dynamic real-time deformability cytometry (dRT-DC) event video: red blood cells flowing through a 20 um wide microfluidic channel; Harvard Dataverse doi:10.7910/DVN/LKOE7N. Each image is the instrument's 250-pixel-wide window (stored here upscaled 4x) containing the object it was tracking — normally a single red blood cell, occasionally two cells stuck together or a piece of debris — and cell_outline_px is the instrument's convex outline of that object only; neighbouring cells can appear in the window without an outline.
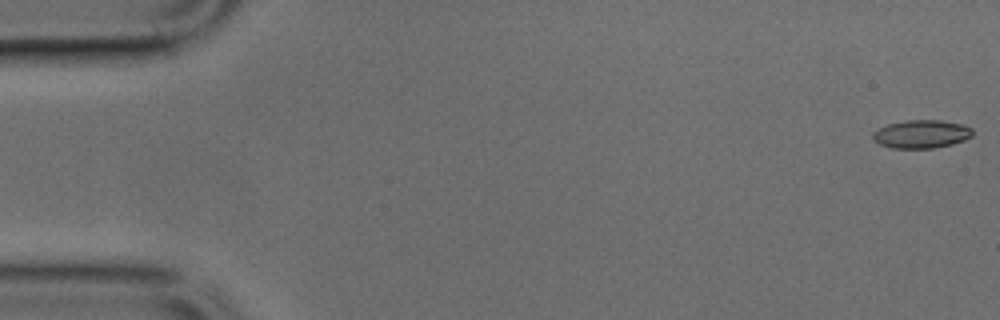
{"species": "common noctule bat (a hibernating species)", "species_latin": "Nyctalus noctula", "temperature_condition": "cold", "stored_images_in_passage": 49, "camera_frame_rate_fps": 3000, "um_per_image_px": 0.085, "animal": {"sex": "male", "body_mass_g": 17.9, "forearm_length_mm": 54.2}, "frame": {"image": 1, "passage_image": 1, "time_ms": 0.0, "image_size_px": [1000, 320], "cell_outline_px": [[972, 136], [964, 140], [952, 144], [936, 148], [892, 148], [880, 144], [872, 140], [872, 132], [888, 124], [908, 120], [940, 120], [964, 124], [972, 128]], "centroid_in_image_um": [78.32, 11.4], "position_along_channel_um": 6.7, "area_um2": 16.47}}
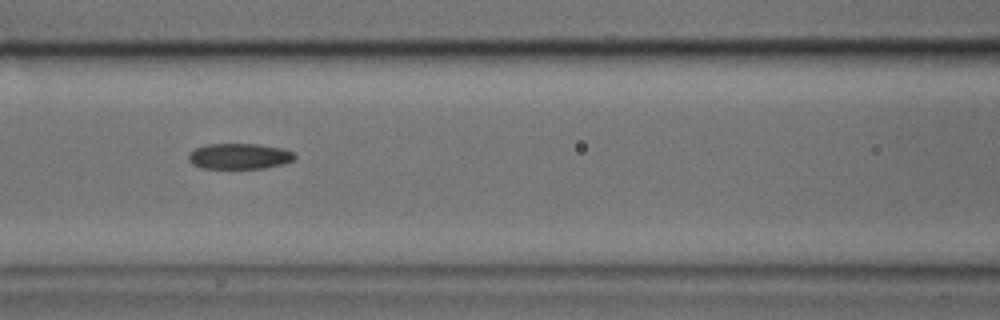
{"frame": {"image": 2, "passage_image": 21, "time_ms": 6.667, "image_size_px": [1000, 320], "cell_outline_px": [[296, 156], [292, 160], [284, 164], [264, 168], [200, 168], [192, 164], [188, 160], [188, 152], [196, 148], [208, 144], [260, 144], [284, 148], [292, 152]], "centroid_in_image_um": [20.33, 13.27], "position_along_channel_um": 146.3, "area_um2": 16.01}}
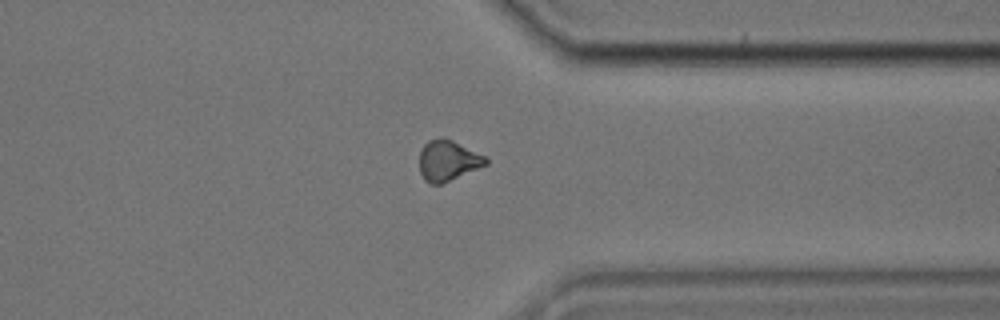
{"frame": {"image": 3, "passage_image": 38, "time_ms": 12.333, "image_size_px": [1000, 320], "cell_outline_px": [[488, 164], [440, 184], [432, 184], [424, 180], [420, 172], [420, 152], [424, 144], [428, 140], [444, 136], [484, 156], [488, 160]], "centroid_in_image_um": [38.04, 13.63], "position_along_channel_um": 373.4, "area_um2": 15.49}}